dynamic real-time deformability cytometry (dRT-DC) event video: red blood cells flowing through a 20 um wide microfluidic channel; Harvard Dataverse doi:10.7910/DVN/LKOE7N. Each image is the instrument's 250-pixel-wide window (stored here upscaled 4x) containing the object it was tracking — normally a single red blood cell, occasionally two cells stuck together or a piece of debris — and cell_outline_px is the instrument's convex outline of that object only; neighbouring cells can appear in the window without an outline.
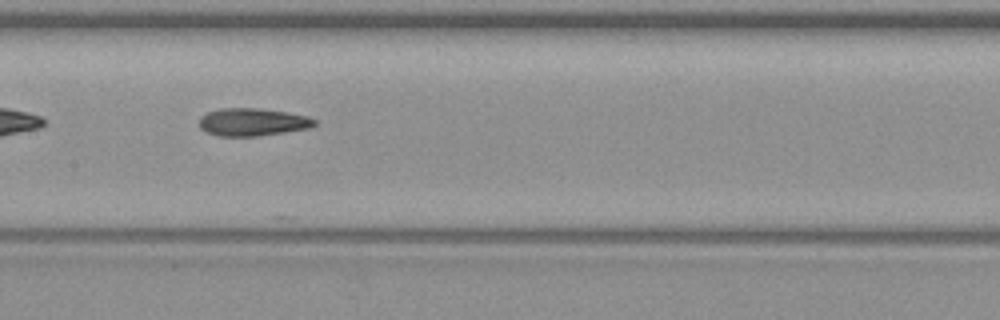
{"species": "common noctule bat (a hibernating species)", "species_latin": "Nyctalus noctula", "temperature_condition": "warm", "stored_images_in_passage": 21, "camera_frame_rate_fps": 3000, "um_per_image_px": 0.085, "animal": {"sex": "female", "body_mass_g": 19.3, "forearm_length_mm": 54.1}, "frame": {"image": 1, "passage_image": 17, "time_ms": 5.333, "image_size_px": [1000, 320], "cell_outline_px": [[316, 124], [312, 128], [260, 136], [216, 136], [204, 132], [200, 128], [200, 116], [208, 112], [220, 108], [260, 108], [288, 112], [308, 116], [316, 120]], "centroid_in_image_um": [21.48, 10.38], "position_along_channel_um": 185.9, "area_um2": 18.96}}
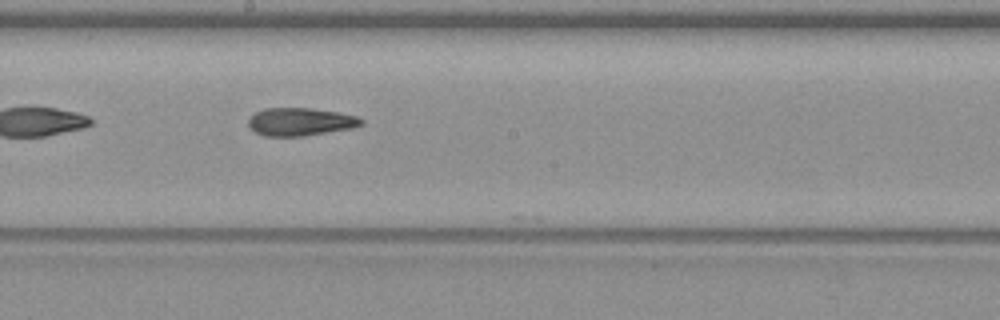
{"frame": {"image": 2, "passage_image": 20, "time_ms": 6.333, "image_size_px": [1000, 320], "cell_outline_px": [[364, 124], [352, 128], [304, 136], [264, 136], [256, 132], [248, 124], [248, 120], [256, 112], [264, 108], [312, 108], [336, 112], [356, 116], [364, 120]], "centroid_in_image_um": [25.54, 10.35], "position_along_channel_um": 222.7, "area_um2": 18.26}}